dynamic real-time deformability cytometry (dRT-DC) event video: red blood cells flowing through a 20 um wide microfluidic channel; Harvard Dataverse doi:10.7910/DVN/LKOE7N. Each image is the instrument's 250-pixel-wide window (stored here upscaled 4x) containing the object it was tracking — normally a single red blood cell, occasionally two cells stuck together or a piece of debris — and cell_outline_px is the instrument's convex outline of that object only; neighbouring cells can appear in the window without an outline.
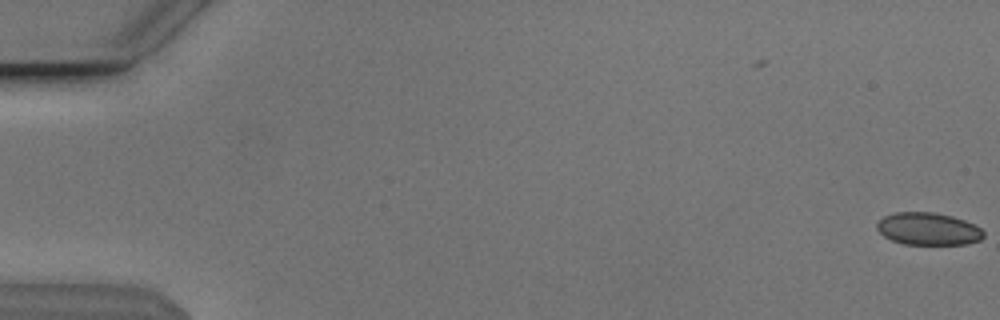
{"species": "Egyptian fruit bat (a non-hibernating species)", "species_latin": "Rousettus aegyptiacus", "temperature_condition": "cold", "stored_images_in_passage": 5, "camera_frame_rate_fps": 3000, "um_per_image_px": 0.085, "animal": {"sex": "male"}, "frame": {"image": 1, "passage_image": 1, "time_ms": 0.0, "image_size_px": [1000, 320], "cell_outline_px": [[984, 236], [980, 240], [968, 244], [904, 244], [892, 240], [884, 236], [876, 228], [876, 224], [884, 216], [896, 212], [932, 212], [952, 216], [964, 220], [980, 228], [984, 232]], "centroid_in_image_um": [78.89, 19.45], "position_along_channel_um": 6.1, "area_um2": 20.06}}